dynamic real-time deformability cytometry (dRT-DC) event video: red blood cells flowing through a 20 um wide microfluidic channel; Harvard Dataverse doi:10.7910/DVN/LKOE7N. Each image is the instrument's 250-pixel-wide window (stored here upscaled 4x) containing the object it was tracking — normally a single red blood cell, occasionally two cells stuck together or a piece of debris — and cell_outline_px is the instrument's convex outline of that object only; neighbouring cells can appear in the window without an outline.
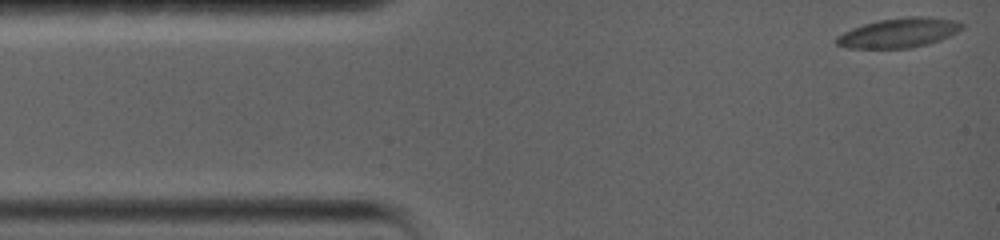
{"species": "common noctule bat (a hibernating species)", "species_latin": "Nyctalus noctula", "temperature_condition": "warm", "stored_images_in_passage": 41, "camera_frame_rate_fps": 5000, "um_per_image_px": 0.085, "animal": {"sex": "female", "body_mass_g": 19.0, "forearm_length_mm": 56.7}, "frame": {"image": 1, "passage_image": 1, "time_ms": 0.0, "image_size_px": [1000, 240], "cell_outline_px": [[964, 28], [940, 40], [928, 44], [908, 48], [848, 48], [836, 44], [836, 36], [852, 28], [864, 24], [880, 20], [908, 16], [928, 16], [956, 20], [964, 24]], "centroid_in_image_um": [76.43, 2.78], "position_along_channel_um": 8.6, "area_um2": 21.62}}
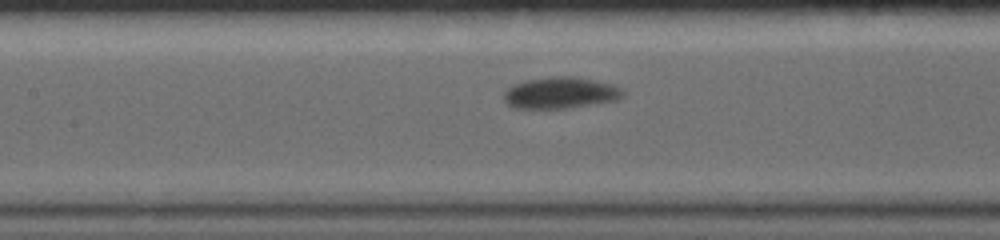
{"frame": {"image": 2, "passage_image": 18, "time_ms": 6.6, "image_size_px": [1000, 240], "cell_outline_px": [[624, 96], [616, 100], [568, 108], [512, 108], [504, 100], [504, 92], [512, 84], [524, 80], [552, 76], [572, 76], [612, 84], [620, 88], [624, 92]], "centroid_in_image_um": [47.6, 7.89], "position_along_channel_um": 159.8, "area_um2": 21.79}}
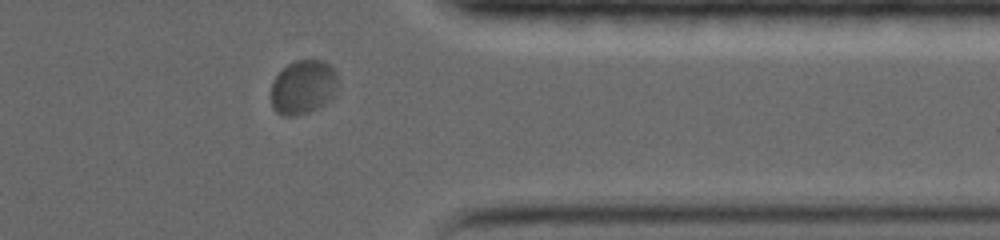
{"frame": {"image": 3, "passage_image": 35, "time_ms": 13.4, "image_size_px": [1000, 240], "cell_outline_px": [[336, 96], [332, 100], [308, 112], [296, 116], [284, 116], [276, 112], [272, 108], [272, 80], [288, 64], [296, 60], [324, 60], [332, 64], [336, 72]], "centroid_in_image_um": [25.79, 7.4], "position_along_channel_um": 385.6, "area_um2": 21.33}, "authors_computed_cell_mechanics": {"area_um2": 20.9814, "velocity_mm_per_s": 3.3991, "shape_relaxation_time_tau1_ms": 3.0154, "shape_relaxation_time_tau2_ms": null, "deformation_change_tau1": 0.1489, "deformation_change_tau2": null}}